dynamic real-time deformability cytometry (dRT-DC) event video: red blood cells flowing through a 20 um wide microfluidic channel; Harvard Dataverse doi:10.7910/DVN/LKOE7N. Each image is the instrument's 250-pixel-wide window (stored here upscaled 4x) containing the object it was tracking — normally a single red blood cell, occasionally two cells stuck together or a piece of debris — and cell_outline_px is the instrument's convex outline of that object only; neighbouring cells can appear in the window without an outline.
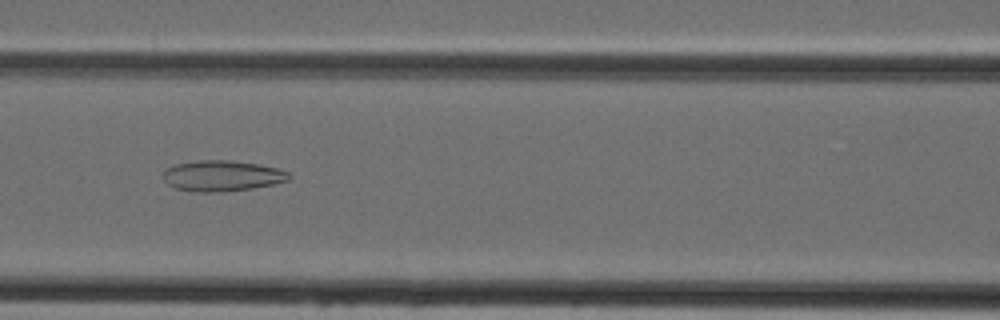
{"species": "Egyptian fruit bat (a non-hibernating species)", "species_latin": "Rousettus aegyptiacus", "temperature_condition": "cold", "stored_images_in_passage": 47, "camera_frame_rate_fps": 3000, "um_per_image_px": 0.085, "animal": {"sex": "female"}, "frame": {"image": 1, "passage_image": 21, "time_ms": 6.667, "image_size_px": [1000, 320], "cell_outline_px": [[292, 176], [288, 180], [272, 184], [252, 188], [224, 192], [196, 192], [176, 188], [168, 184], [164, 180], [164, 172], [168, 168], [176, 164], [196, 160], [228, 160], [256, 164], [276, 168], [288, 172]], "centroid_in_image_um": [18.87, 14.95], "position_along_channel_um": 147.7, "area_um2": 22.37}}
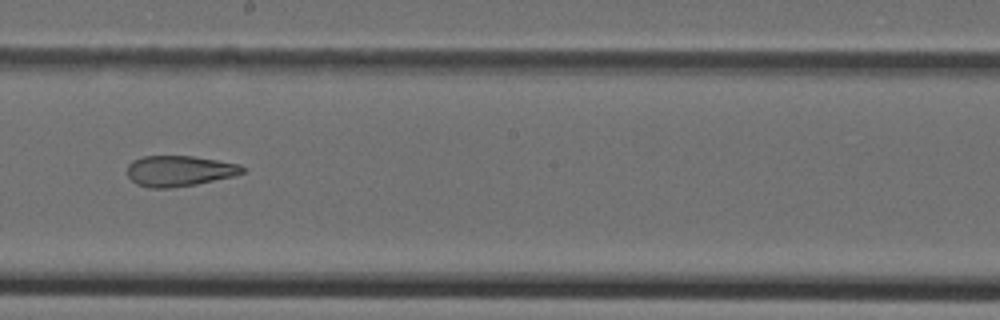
{"frame": {"image": 2, "passage_image": 27, "time_ms": 8.667, "image_size_px": [1000, 320], "cell_outline_px": [[244, 172], [232, 176], [196, 184], [172, 188], [148, 188], [136, 184], [128, 176], [128, 164], [132, 160], [144, 156], [192, 156], [240, 164], [244, 168]], "centroid_in_image_um": [15.21, 14.53], "position_along_channel_um": 233.0, "area_um2": 20.52}}
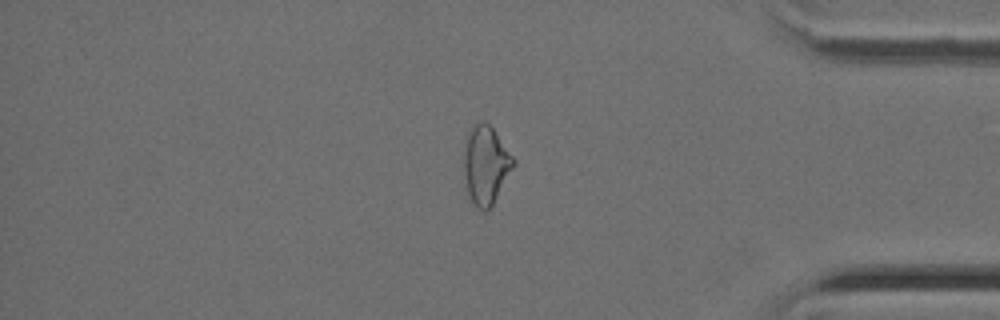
{"frame": {"image": 3, "passage_image": 40, "time_ms": 13.0, "image_size_px": [1000, 320], "cell_outline_px": [[516, 164], [492, 204], [484, 212], [472, 200], [468, 192], [464, 176], [464, 152], [468, 132], [472, 124], [480, 120], [484, 120], [492, 128], [516, 160]], "centroid_in_image_um": [41.3, 13.96], "position_along_channel_um": 393.9, "area_um2": 22.31}}